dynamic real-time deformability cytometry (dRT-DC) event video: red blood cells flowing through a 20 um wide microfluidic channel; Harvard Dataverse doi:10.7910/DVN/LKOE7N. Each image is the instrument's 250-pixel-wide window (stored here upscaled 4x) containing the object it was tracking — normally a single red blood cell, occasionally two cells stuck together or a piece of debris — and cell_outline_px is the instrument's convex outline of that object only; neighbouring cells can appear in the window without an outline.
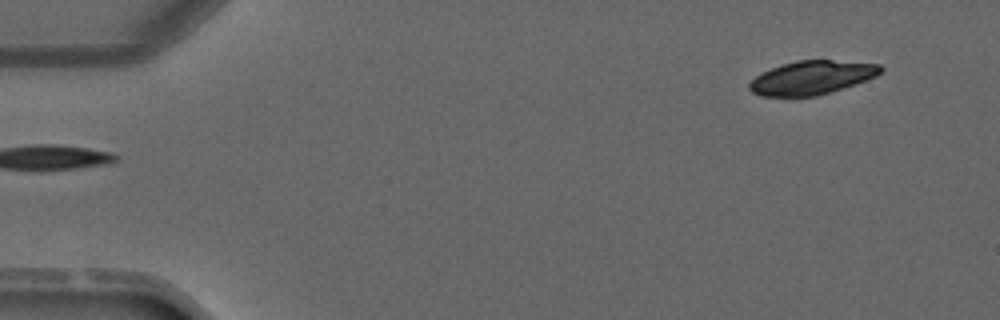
{"species": "common noctule bat (a hibernating species)", "species_latin": "Nyctalus noctula", "temperature_condition": "warm", "stored_images_in_passage": 4, "segment_of_instrument_passage": [2, 2], "camera_frame_rate_fps": 3000, "um_per_image_px": 0.085, "animal": {"sex": "male", "forearm_length_mm": 52.5}, "frame": {"image": 1, "passage_image": 4, "time_ms": 4.667, "image_size_px": [1000, 320], "cell_outline_px": [[884, 68], [876, 76], [816, 96], [760, 96], [752, 92], [748, 88], [748, 84], [760, 72], [780, 64], [796, 60], [832, 60], [880, 64]], "centroid_in_image_um": [68.93, 6.58], "position_along_channel_um": 16.1, "area_um2": 25.55}}